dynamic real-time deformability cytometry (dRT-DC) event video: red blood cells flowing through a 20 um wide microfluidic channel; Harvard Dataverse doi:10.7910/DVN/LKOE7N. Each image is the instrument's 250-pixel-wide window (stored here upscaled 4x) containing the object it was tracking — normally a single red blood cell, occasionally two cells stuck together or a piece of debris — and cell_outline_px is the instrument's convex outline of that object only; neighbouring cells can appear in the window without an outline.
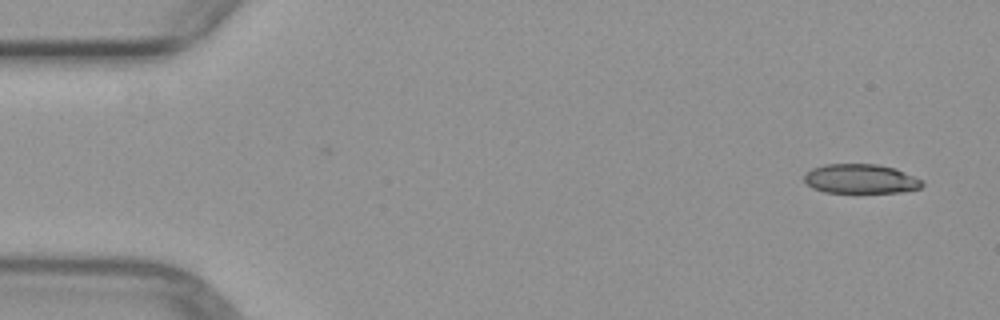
{"species": "common noctule bat (a hibernating species)", "species_latin": "Nyctalus noctula", "temperature_condition": "warm", "stored_images_in_passage": 2, "camera_frame_rate_fps": 3000, "um_per_image_px": 0.085, "animal": {"sex": "female", "body_mass_g": 29.2, "forearm_length_mm": 56.3}, "frame": {"image": 1, "passage_image": 2, "time_ms": 2.0, "image_size_px": [1000, 320], "cell_outline_px": [[924, 184], [920, 188], [900, 192], [824, 192], [812, 188], [804, 180], [804, 172], [812, 168], [824, 164], [876, 164], [896, 168], [924, 180]], "centroid_in_image_um": [73.16, 15.19], "position_along_channel_um": 11.8, "area_um2": 20.35}}